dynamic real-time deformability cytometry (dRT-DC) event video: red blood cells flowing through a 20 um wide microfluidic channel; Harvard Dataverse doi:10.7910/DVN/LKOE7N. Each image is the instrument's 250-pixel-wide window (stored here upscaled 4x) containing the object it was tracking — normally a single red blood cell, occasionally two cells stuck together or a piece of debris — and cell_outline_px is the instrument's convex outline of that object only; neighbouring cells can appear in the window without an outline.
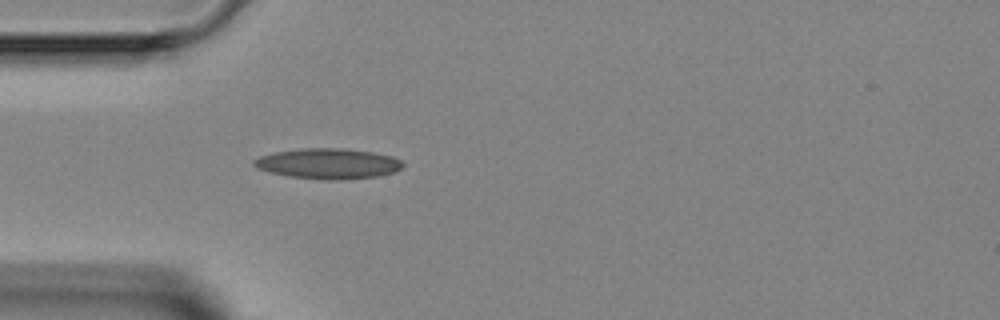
{"species": "Egyptian fruit bat (a non-hibernating species)", "species_latin": "Rousettus aegyptiacus", "temperature_condition": "room temperature", "stored_images_in_passage": 1, "camera_frame_rate_fps": 3000, "um_per_image_px": 0.085, "animal": {"sex": "female"}, "frame": {"image": 1, "passage_image": 1, "time_ms": 0.0, "image_size_px": [1000, 320], "cell_outline_px": [[404, 164], [396, 172], [376, 176], [340, 180], [328, 180], [288, 176], [256, 168], [252, 164], [252, 160], [260, 156], [276, 152], [300, 148], [340, 148], [372, 152], [392, 156], [400, 160]], "centroid_in_image_um": [27.88, 13.9], "position_along_channel_um": 57.1, "area_um2": 26.3}}